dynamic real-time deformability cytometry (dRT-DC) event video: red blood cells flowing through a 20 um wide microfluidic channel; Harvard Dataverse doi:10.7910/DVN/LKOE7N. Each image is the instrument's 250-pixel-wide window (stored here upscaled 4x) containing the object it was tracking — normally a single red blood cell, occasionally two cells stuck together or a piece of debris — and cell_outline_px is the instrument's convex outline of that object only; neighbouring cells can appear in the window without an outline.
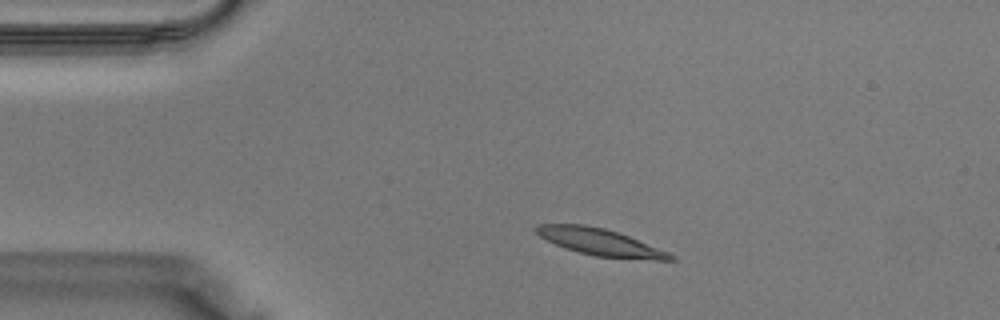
{"species": "Egyptian fruit bat (a non-hibernating species)", "species_latin": "Rousettus aegyptiacus", "temperature_condition": "warm", "stored_images_in_passage": 32, "camera_frame_rate_fps": 3000, "um_per_image_px": 0.085, "animal": {"sex": "male"}, "frame": {"image": 1, "passage_image": 1, "time_ms": 0.0, "image_size_px": [1000, 320], "cell_outline_px": [[676, 260], [656, 260], [596, 256], [580, 252], [556, 244], [540, 236], [532, 228], [540, 224], [584, 224], [604, 228], [628, 236], [668, 252], [676, 256]], "centroid_in_image_um": [51.02, 20.57], "position_along_channel_um": 34.0, "area_um2": 20.58}}
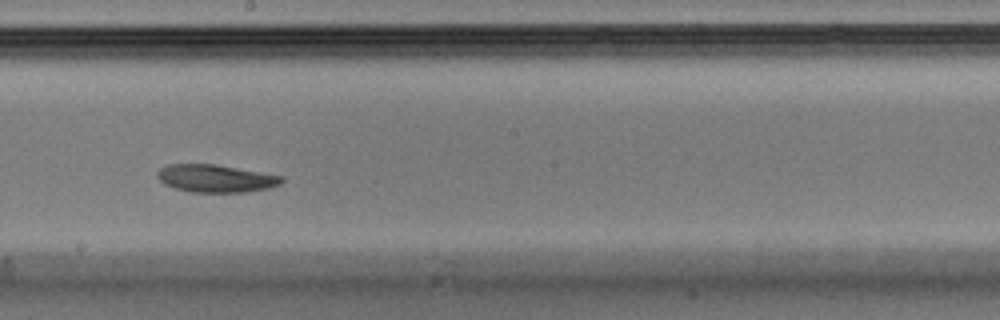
{"frame": {"image": 2, "passage_image": 15, "time_ms": 4.667, "image_size_px": [1000, 320], "cell_outline_px": [[284, 180], [280, 184], [268, 188], [248, 192], [192, 192], [176, 188], [164, 184], [156, 176], [156, 172], [160, 168], [168, 164], [216, 164], [284, 176]], "centroid_in_image_um": [18.34, 15.16], "position_along_channel_um": 229.9, "area_um2": 20.11}}
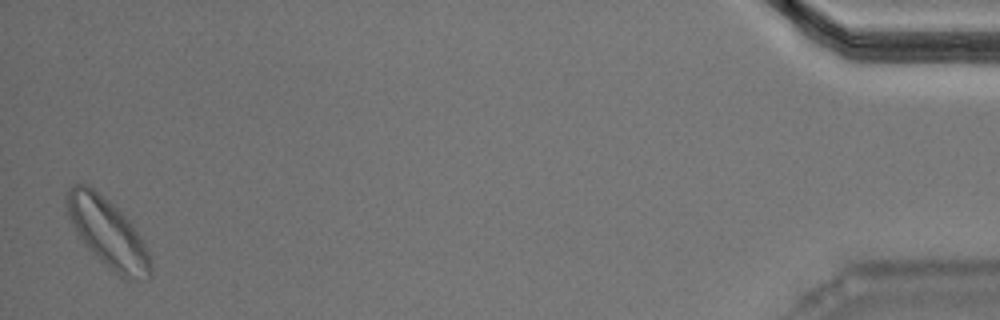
{"frame": {"image": 3, "passage_image": 32, "time_ms": 10.333, "image_size_px": [1000, 320], "cell_outline_px": [[152, 276], [148, 280], [128, 280], [120, 276], [100, 260], [84, 244], [76, 232], [68, 216], [68, 188], [72, 184], [84, 184], [92, 188], [108, 200], [128, 220], [140, 236], [148, 252], [152, 268]], "centroid_in_image_um": [9.19, 19.85], "position_along_channel_um": 426.0, "area_um2": 32.89}}